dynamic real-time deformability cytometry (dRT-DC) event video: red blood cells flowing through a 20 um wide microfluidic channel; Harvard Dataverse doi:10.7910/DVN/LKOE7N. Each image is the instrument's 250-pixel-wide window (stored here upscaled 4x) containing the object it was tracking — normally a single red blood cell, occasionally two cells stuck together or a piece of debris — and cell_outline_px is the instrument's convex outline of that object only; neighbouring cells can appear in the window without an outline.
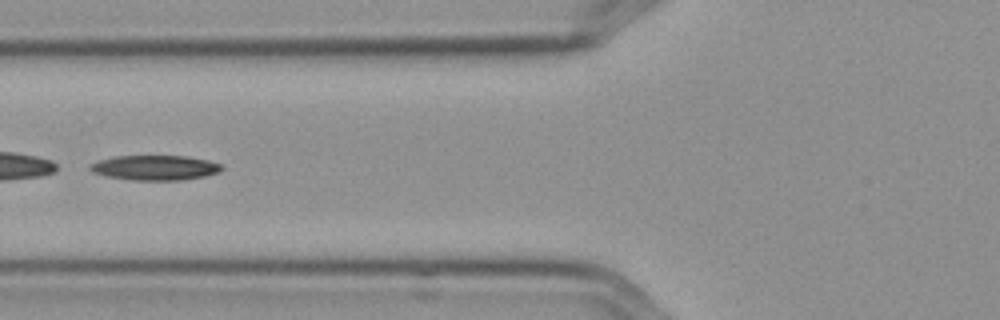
{"species": "Egyptian fruit bat (a non-hibernating species)", "species_latin": "Rousettus aegyptiacus", "temperature_condition": "cold", "stored_images_in_passage": 7, "camera_frame_rate_fps": 3000, "um_per_image_px": 0.085, "frame": {"image": 1, "passage_image": 7, "time_ms": 2.0, "image_size_px": [1000, 320], "cell_outline_px": [[224, 168], [220, 172], [204, 176], [180, 180], [132, 180], [108, 176], [92, 172], [88, 168], [92, 164], [100, 160], [116, 156], [188, 156], [208, 160], [220, 164]], "centroid_in_image_um": [13.21, 14.25], "position_along_channel_um": 112.6, "area_um2": 18.96}}